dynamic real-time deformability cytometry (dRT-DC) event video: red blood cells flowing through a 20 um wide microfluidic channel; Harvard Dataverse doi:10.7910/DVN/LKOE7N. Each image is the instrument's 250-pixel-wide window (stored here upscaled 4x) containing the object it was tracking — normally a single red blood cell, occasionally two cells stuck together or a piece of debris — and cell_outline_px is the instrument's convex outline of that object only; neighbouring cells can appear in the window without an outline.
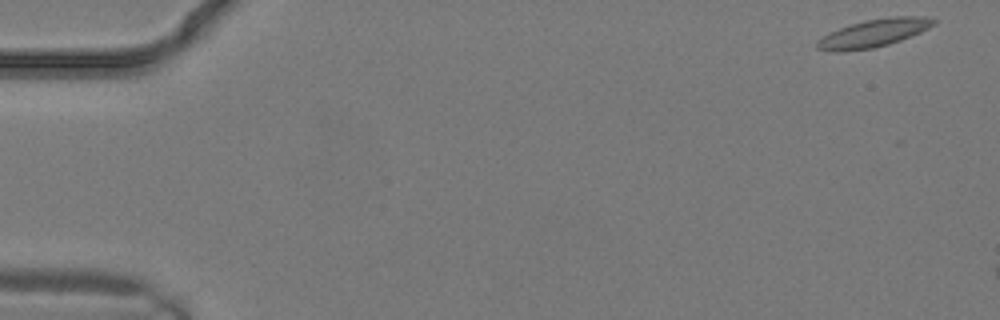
{"species": "common noctule bat (a hibernating species)", "species_latin": "Nyctalus noctula", "temperature_condition": "warm", "stored_images_in_passage": 5, "camera_frame_rate_fps": 3000, "um_per_image_px": 0.085, "animal": {"sex": "male", "body_mass_g": 19.2, "forearm_length_mm": 51.8}, "frame": {"image": 1, "passage_image": 1, "time_ms": 0.0, "image_size_px": [1000, 320], "cell_outline_px": [[936, 24], [920, 32], [900, 40], [888, 44], [872, 48], [840, 52], [836, 52], [816, 48], [816, 40], [828, 32], [864, 20], [896, 16], [924, 16], [936, 20]], "centroid_in_image_um": [74.23, 2.81], "position_along_channel_um": 10.8, "area_um2": 18.84}}